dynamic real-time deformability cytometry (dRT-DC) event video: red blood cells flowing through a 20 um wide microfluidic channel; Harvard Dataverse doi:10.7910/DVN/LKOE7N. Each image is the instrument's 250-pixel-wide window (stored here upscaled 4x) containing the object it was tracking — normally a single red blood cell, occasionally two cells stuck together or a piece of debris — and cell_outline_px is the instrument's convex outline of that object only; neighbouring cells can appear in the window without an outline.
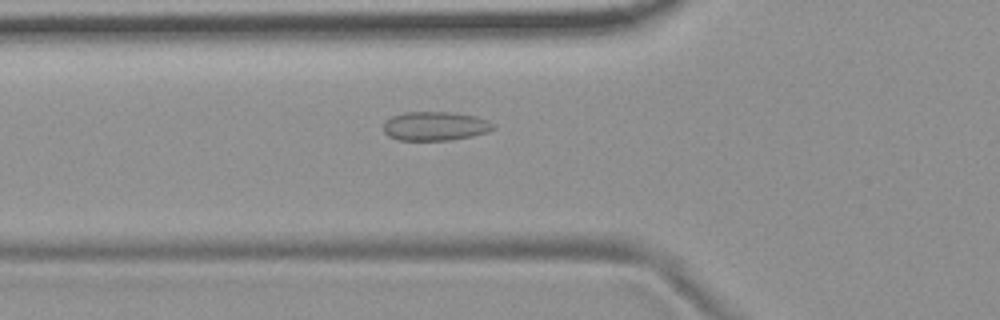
{"species": "common noctule bat (a hibernating species)", "species_latin": "Nyctalus noctula", "temperature_condition": "room temperature", "stored_images_in_passage": 39, "camera_frame_rate_fps": 3000, "um_per_image_px": 0.085, "animal": {"sex": "female", "body_mass_g": 19.9}, "frame": {"image": 1, "passage_image": 4, "time_ms": 1.0, "image_size_px": [1000, 320], "cell_outline_px": [[496, 124], [488, 132], [472, 136], [452, 140], [396, 140], [388, 136], [384, 132], [384, 124], [392, 116], [404, 112], [452, 112], [476, 116], [488, 120]], "centroid_in_image_um": [37.0, 10.72], "position_along_channel_um": 88.8, "area_um2": 18.61}}
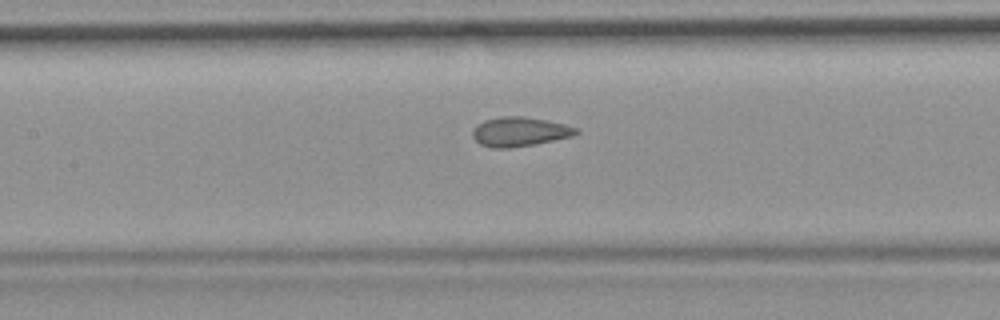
{"frame": {"image": 2, "passage_image": 10, "time_ms": 3.0, "image_size_px": [1000, 320], "cell_outline_px": [[580, 132], [572, 136], [536, 144], [508, 148], [492, 148], [480, 144], [472, 136], [472, 132], [484, 120], [504, 116], [524, 116], [564, 124], [576, 128]], "centroid_in_image_um": [44.17, 11.2], "position_along_channel_um": 163.2, "area_um2": 17.46}}
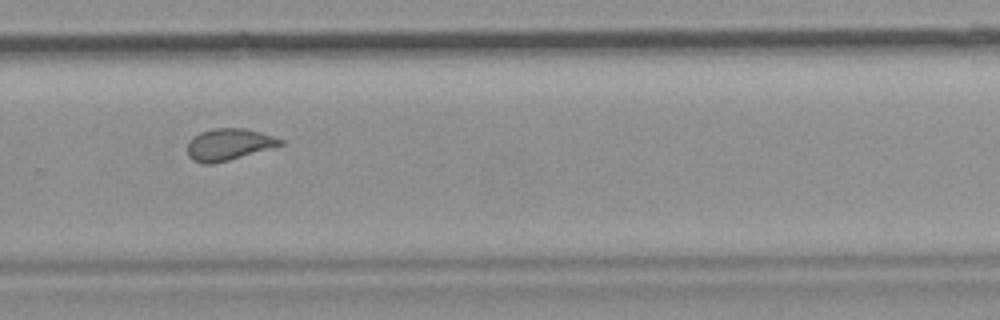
{"frame": {"image": 3, "passage_image": 22, "time_ms": 7.0, "image_size_px": [1000, 320], "cell_outline_px": [[284, 144], [228, 160], [212, 164], [200, 164], [192, 160], [188, 156], [188, 140], [200, 132], [212, 128], [244, 128], [260, 132], [284, 140]], "centroid_in_image_um": [19.4, 12.28], "position_along_channel_um": 310.4, "area_um2": 17.11}, "authors_computed_cell_mechanics": {"area_um2": 17.34, "velocity_mm_per_s": 3.6998, "shape_relaxation_time_tau1_ms": null, "shape_relaxation_time_tau2_ms": 1.0401, "deformation_change_tau1": null, "deformation_change_tau2": 0.0646}}